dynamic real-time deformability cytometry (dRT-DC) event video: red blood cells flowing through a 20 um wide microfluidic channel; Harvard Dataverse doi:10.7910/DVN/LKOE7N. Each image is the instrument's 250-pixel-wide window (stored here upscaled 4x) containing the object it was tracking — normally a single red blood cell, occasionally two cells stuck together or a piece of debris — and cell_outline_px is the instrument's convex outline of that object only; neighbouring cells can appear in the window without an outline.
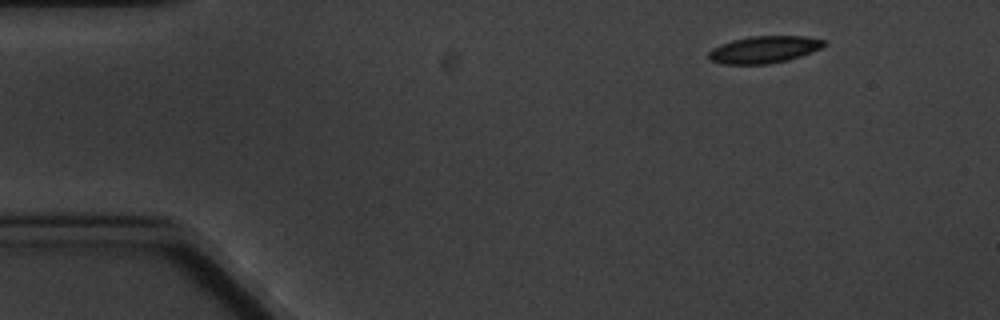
{"species": "common noctule bat (a hibernating species)", "species_latin": "Nyctalus noctula", "temperature_condition": "cold", "stored_images_in_passage": 4, "camera_frame_rate_fps": 3000, "um_per_image_px": 0.085, "animal": {"sex": "male", "body_mass_g": 20.1, "forearm_length_mm": 53.5}, "frame": {"image": 1, "passage_image": 1, "time_ms": 0.0, "image_size_px": [1000, 320], "cell_outline_px": [[828, 44], [820, 48], [800, 56], [788, 60], [768, 64], [724, 64], [712, 60], [708, 56], [708, 52], [712, 48], [720, 44], [732, 40], [748, 36], [804, 36], [828, 40]], "centroid_in_image_um": [64.97, 4.2], "position_along_channel_um": 20.0, "area_um2": 18.26}}
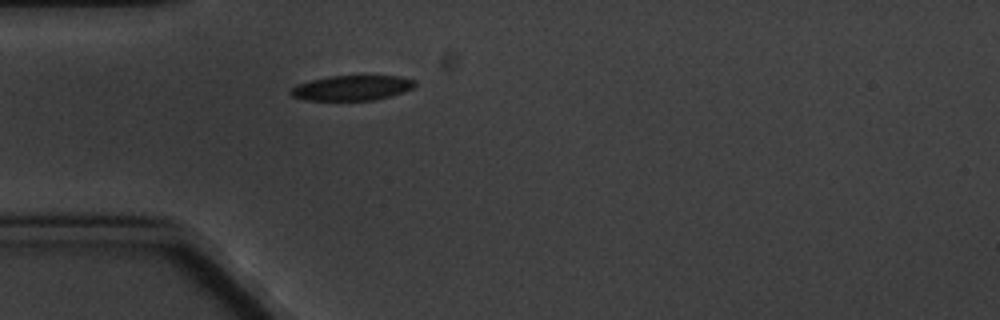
{"frame": {"image": 2, "passage_image": 4, "time_ms": 3.333, "image_size_px": [1000, 320], "cell_outline_px": [[416, 84], [412, 88], [376, 100], [304, 100], [292, 96], [288, 92], [296, 84], [328, 76], [400, 76], [416, 80]], "centroid_in_image_um": [29.88, 7.47], "position_along_channel_um": 55.1, "area_um2": 18.03}}